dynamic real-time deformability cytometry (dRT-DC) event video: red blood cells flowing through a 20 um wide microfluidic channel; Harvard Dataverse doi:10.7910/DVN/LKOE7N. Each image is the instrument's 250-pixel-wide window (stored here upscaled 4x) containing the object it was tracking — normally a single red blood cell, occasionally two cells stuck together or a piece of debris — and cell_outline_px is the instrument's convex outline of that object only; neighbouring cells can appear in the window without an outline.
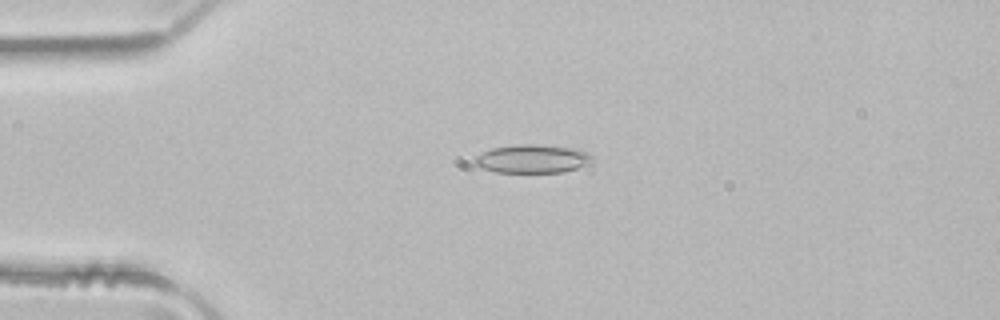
{"species": "common noctule bat (a hibernating species)", "species_latin": "Nyctalus noctula", "temperature_condition": "room temperature", "stored_images_in_passage": 4, "camera_frame_rate_fps": 3000, "um_per_image_px": 0.085, "animal": {"sex": "male", "body_mass_g": 21.5, "forearm_length_mm": 52.0}, "frame": {"image": 1, "passage_image": 3, "time_ms": 0.667, "image_size_px": [1000, 320], "cell_outline_px": [[592, 160], [576, 168], [564, 172], [496, 172], [472, 164], [472, 160], [476, 156], [492, 148], [516, 144], [536, 144], [572, 148], [588, 152], [592, 156]], "centroid_in_image_um": [45.2, 13.49], "position_along_channel_um": 39.8, "area_um2": 19.31}}